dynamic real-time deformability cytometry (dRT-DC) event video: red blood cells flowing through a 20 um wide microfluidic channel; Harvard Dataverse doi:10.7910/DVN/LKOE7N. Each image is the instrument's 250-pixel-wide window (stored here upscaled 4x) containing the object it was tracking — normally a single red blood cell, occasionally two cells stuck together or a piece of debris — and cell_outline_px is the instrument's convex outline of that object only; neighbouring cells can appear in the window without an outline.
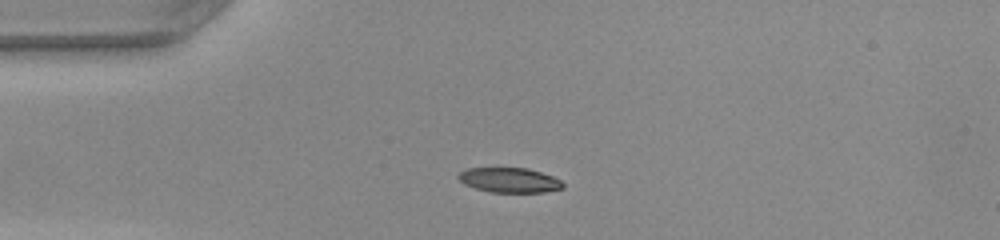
{"species": "common noctule bat (a hibernating species)", "species_latin": "Nyctalus noctula", "temperature_condition": "warm", "stored_images_in_passage": 46, "camera_frame_rate_fps": 3000, "um_per_image_px": 0.085, "animal": {"sex": "female", "body_mass_g": 22.0, "forearm_length_mm": 56.7}, "frame": {"image": 1, "passage_image": 9, "time_ms": 2.667, "image_size_px": [1000, 240], "cell_outline_px": [[564, 188], [544, 192], [488, 192], [464, 184], [456, 176], [460, 172], [468, 168], [528, 168], [552, 176], [560, 180], [564, 184]], "centroid_in_image_um": [43.3, 15.31], "position_along_channel_um": 41.7, "area_um2": 15.09}}
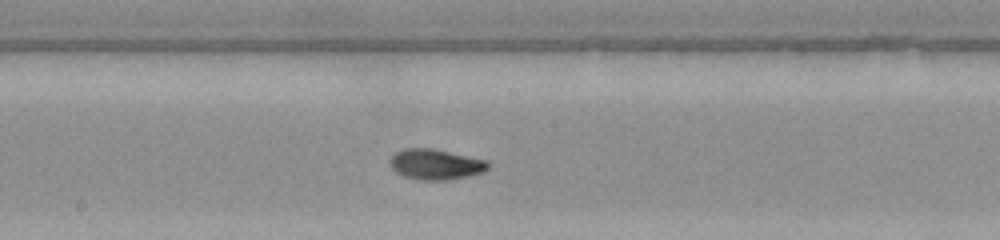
{"frame": {"image": 2, "passage_image": 23, "time_ms": 7.333, "image_size_px": [1000, 240], "cell_outline_px": [[492, 164], [484, 172], [468, 176], [448, 180], [420, 180], [404, 176], [396, 172], [388, 164], [388, 160], [396, 152], [404, 148], [432, 148], [488, 160]], "centroid_in_image_um": [37.04, 13.97], "position_along_channel_um": 211.2, "area_um2": 17.69}}
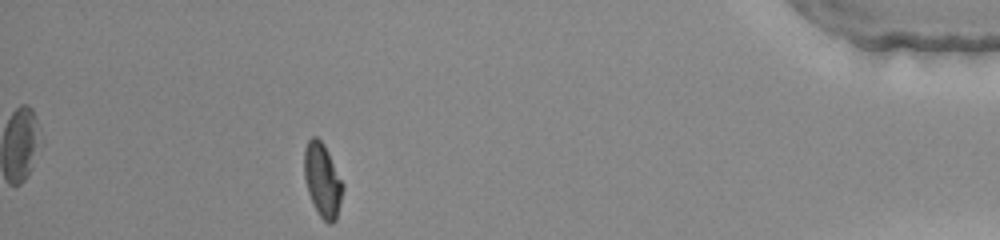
{"frame": {"image": 3, "passage_image": 41, "time_ms": 13.333, "image_size_px": [1000, 240], "cell_outline_px": [[344, 188], [336, 220], [332, 224], [328, 224], [320, 216], [308, 192], [304, 176], [304, 148], [308, 140], [312, 136], [316, 136], [324, 144], [344, 184]], "centroid_in_image_um": [27.42, 15.3], "position_along_channel_um": 407.8, "area_um2": 16.53}, "authors_computed_cell_mechanics": {"area_um2": 16.3863, "velocity_mm_per_s": 4.1806, "shape_relaxation_time_tau1_ms": 4.3303, "shape_relaxation_time_tau2_ms": 2.5617, "deformation_change_tau1": 0.1906, "deformation_change_tau2": 0.0684}}